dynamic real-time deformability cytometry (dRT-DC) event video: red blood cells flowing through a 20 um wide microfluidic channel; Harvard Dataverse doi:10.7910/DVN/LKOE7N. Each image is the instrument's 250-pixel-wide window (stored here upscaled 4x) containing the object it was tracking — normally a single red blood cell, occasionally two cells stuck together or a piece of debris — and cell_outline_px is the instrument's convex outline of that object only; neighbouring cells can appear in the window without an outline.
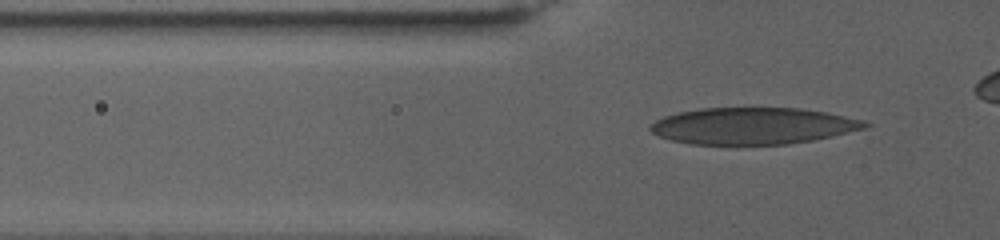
{"species": "human", "species_latin": "Homo sapiens", "temperature_condition": "warm", "stored_images_in_passage": 65, "camera_frame_rate_fps": 3000, "um_per_image_px": 0.085, "donor": {"sex": "female"}, "frame": {"image": 1, "passage_image": 21, "time_ms": 6.667, "image_size_px": [1000, 240], "cell_outline_px": [[872, 124], [868, 128], [832, 136], [812, 140], [788, 144], [688, 144], [672, 140], [660, 136], [652, 132], [648, 128], [656, 120], [664, 116], [676, 112], [700, 108], [800, 108], [824, 112], [860, 120]], "centroid_in_image_um": [63.98, 10.7], "position_along_channel_um": 61.8, "area_um2": 45.66}}
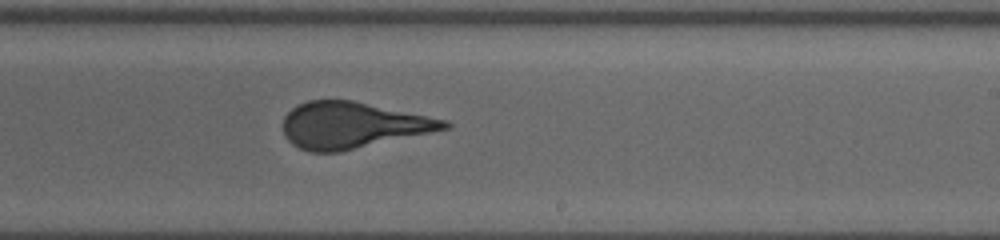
{"frame": {"image": 2, "passage_image": 44, "time_ms": 14.333, "image_size_px": [1000, 240], "cell_outline_px": [[452, 128], [340, 152], [308, 152], [292, 144], [284, 136], [284, 116], [296, 104], [308, 100], [352, 100], [448, 120], [452, 124]], "centroid_in_image_um": [29.98, 10.64], "position_along_channel_um": 259.0, "area_um2": 43.64}}
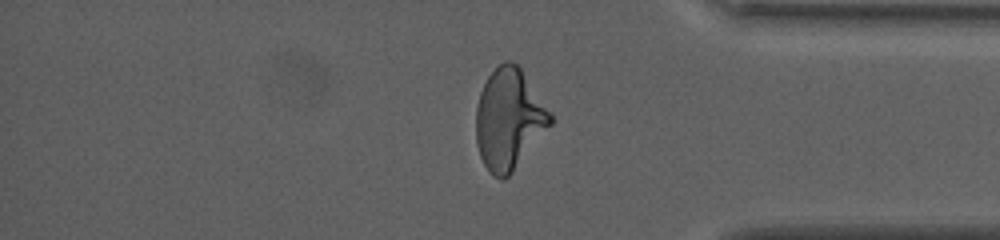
{"frame": {"image": 3, "passage_image": 60, "time_ms": 19.667, "image_size_px": [1000, 240], "cell_outline_px": [[552, 124], [512, 172], [504, 180], [500, 180], [492, 176], [488, 172], [480, 156], [476, 144], [476, 108], [480, 92], [488, 76], [504, 60], [512, 60], [520, 68], [552, 112]], "centroid_in_image_um": [43.26, 10.15], "position_along_channel_um": 391.9, "area_um2": 43.7}}